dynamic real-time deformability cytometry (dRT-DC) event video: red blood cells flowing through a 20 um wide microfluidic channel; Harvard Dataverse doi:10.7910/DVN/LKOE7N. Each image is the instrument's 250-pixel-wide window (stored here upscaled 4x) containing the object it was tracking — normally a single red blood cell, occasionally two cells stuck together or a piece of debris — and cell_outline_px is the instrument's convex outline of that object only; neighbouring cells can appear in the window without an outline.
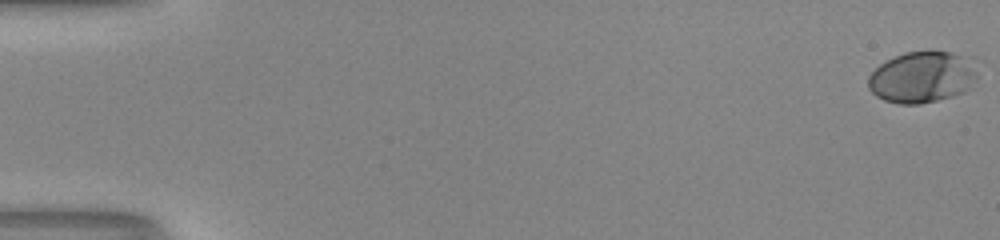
{"species": "human", "species_latin": "Homo sapiens", "temperature_condition": "room temperature", "stored_images_in_passage": 53, "camera_frame_rate_fps": 3000, "um_per_image_px": 0.085, "donor": {"sex": "male"}, "frame": {"image": 1, "passage_image": 1, "time_ms": 0.0, "image_size_px": [1000, 240], "cell_outline_px": [[976, 76], [968, 88], [964, 92], [936, 100], [920, 104], [900, 104], [884, 100], [876, 96], [868, 88], [868, 76], [880, 64], [904, 52], [932, 48], [948, 52], [960, 56]], "centroid_in_image_um": [78.25, 6.55], "position_along_channel_um": 6.7, "area_um2": 32.02}}
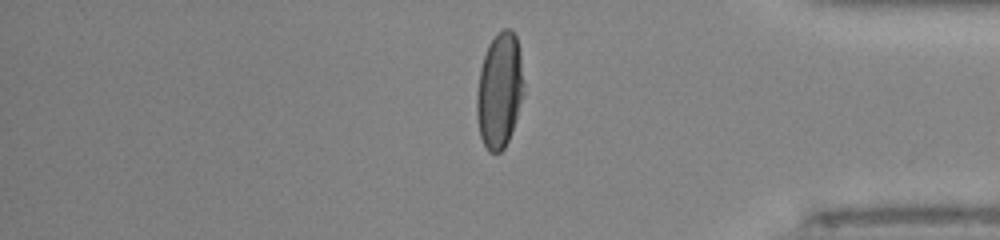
{"frame": {"image": 2, "passage_image": 45, "time_ms": 14.667, "image_size_px": [1000, 240], "cell_outline_px": [[524, 84], [516, 116], [508, 140], [504, 148], [500, 152], [488, 152], [480, 136], [476, 116], [476, 96], [480, 68], [488, 44], [504, 28], [512, 28], [516, 36], [520, 52]], "centroid_in_image_um": [42.43, 7.67], "position_along_channel_um": 392.8, "area_um2": 31.27}}
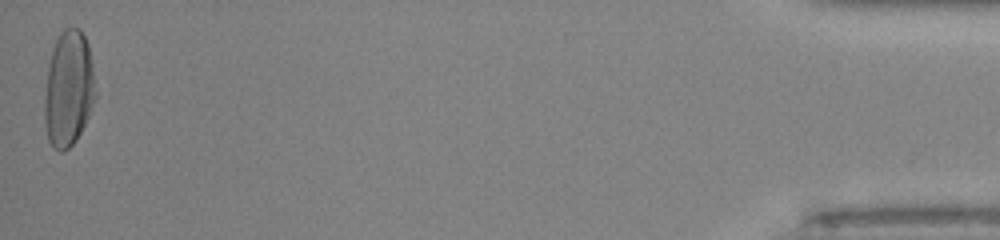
{"frame": {"image": 3, "passage_image": 53, "time_ms": 17.333, "image_size_px": [1000, 240], "cell_outline_px": [[96, 96], [88, 116], [76, 140], [64, 152], [60, 152], [52, 148], [48, 140], [44, 124], [44, 100], [48, 68], [52, 52], [56, 40], [60, 32], [64, 28], [80, 28], [88, 44], [92, 60], [96, 92]], "centroid_in_image_um": [5.82, 7.57], "position_along_channel_um": 429.4, "area_um2": 34.51}, "authors_computed_cell_mechanics": {"area_um2": 32.1946, "velocity_mm_per_s": 4.1083, "shape_relaxation_time_tau1_ms": 4.1493, "shape_relaxation_time_tau2_ms": null, "deformation_change_tau1": 0.1989, "deformation_change_tau2": null}}